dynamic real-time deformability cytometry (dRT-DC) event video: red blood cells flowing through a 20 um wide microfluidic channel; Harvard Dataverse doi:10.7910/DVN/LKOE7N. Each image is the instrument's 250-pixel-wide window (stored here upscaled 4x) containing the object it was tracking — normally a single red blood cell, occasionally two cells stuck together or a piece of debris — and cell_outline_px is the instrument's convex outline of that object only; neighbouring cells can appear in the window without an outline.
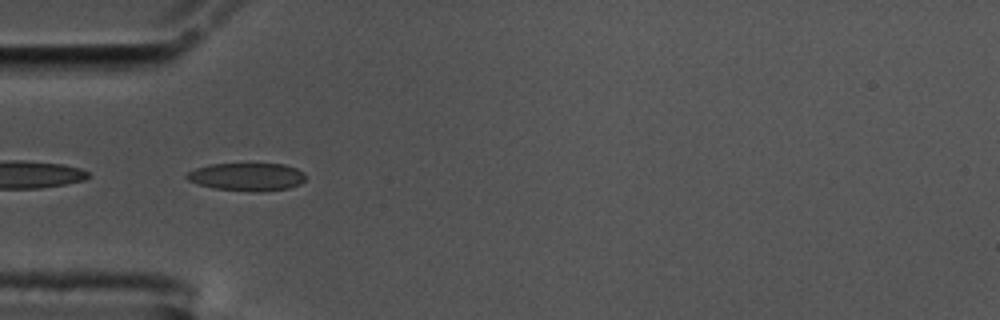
{"species": "common noctule bat (a hibernating species)", "species_latin": "Nyctalus noctula", "temperature_condition": "cold", "stored_images_in_passage": 55, "camera_frame_rate_fps": 3000, "um_per_image_px": 0.085, "animal": {"sex": "male", "body_mass_g": 17.5, "forearm_length_mm": 52.3}, "frame": {"image": 1, "passage_image": 16, "time_ms": 5.0, "image_size_px": [1000, 320], "cell_outline_px": [[308, 176], [300, 184], [288, 188], [260, 192], [256, 192], [216, 188], [200, 184], [188, 180], [184, 176], [188, 172], [196, 168], [208, 164], [284, 164], [296, 168], [304, 172]], "centroid_in_image_um": [21.03, 15.02], "position_along_channel_um": 64.0, "area_um2": 19.31}}
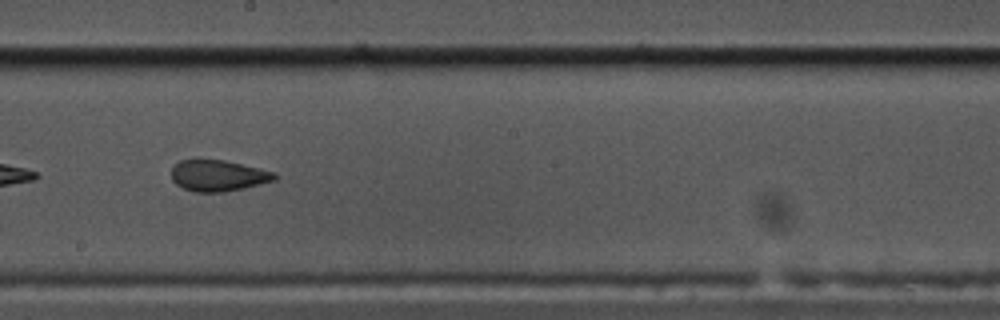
{"frame": {"image": 2, "passage_image": 30, "time_ms": 9.667, "image_size_px": [1000, 320], "cell_outline_px": [[276, 180], [244, 188], [224, 192], [196, 192], [184, 188], [176, 184], [172, 180], [172, 168], [180, 160], [196, 156], [200, 156], [224, 160], [260, 168], [276, 172]], "centroid_in_image_um": [18.51, 14.88], "position_along_channel_um": 229.7, "area_um2": 19.36}}
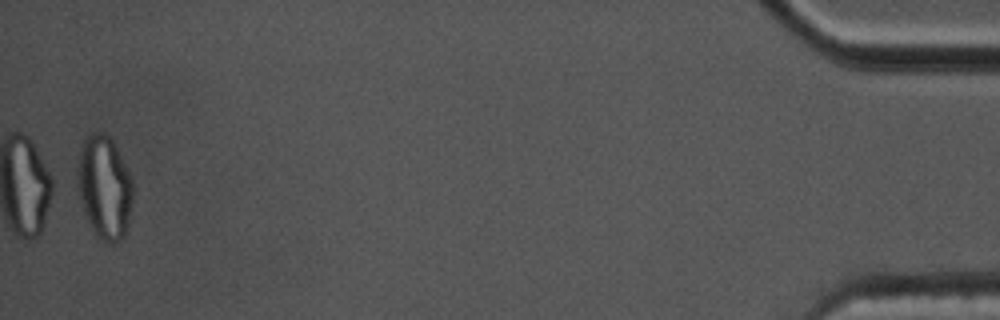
{"frame": {"image": 3, "passage_image": 54, "time_ms": 17.667, "image_size_px": [1000, 320], "cell_outline_px": [[132, 200], [128, 224], [124, 236], [116, 244], [104, 244], [96, 236], [84, 212], [76, 184], [76, 172], [80, 148], [84, 140], [92, 132], [104, 132], [112, 140], [132, 180]], "centroid_in_image_um": [8.85, 15.96], "position_along_channel_um": 426.3, "area_um2": 33.47}, "authors_computed_cell_mechanics": {"area_um2": 27.9174, "velocity_mm_per_s": 3.5737, "shape_relaxation_time_tau1_ms": null, "shape_relaxation_time_tau2_ms": 1.4212, "deformation_change_tau1": null, "deformation_change_tau2": 0.0776}}